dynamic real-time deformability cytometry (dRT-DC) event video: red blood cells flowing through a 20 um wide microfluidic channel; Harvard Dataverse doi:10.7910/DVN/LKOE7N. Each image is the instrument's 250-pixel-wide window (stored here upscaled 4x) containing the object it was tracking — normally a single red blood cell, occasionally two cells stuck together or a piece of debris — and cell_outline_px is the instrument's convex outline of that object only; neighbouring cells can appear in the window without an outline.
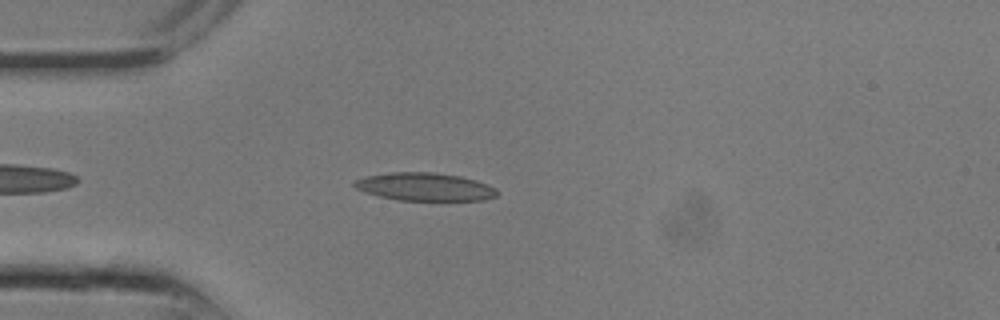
{"species": "common noctule bat (a hibernating species)", "species_latin": "Nyctalus noctula", "temperature_condition": "room temperature", "stored_images_in_passage": 17, "camera_frame_rate_fps": 3000, "um_per_image_px": 0.085, "animal": {"sex": "male", "body_mass_g": 13.3}, "frame": {"image": 1, "passage_image": 7, "time_ms": 2.0, "image_size_px": [1000, 320], "cell_outline_px": [[496, 196], [484, 200], [396, 200], [364, 192], [356, 188], [352, 184], [356, 180], [364, 176], [392, 172], [436, 172], [460, 176], [476, 180], [488, 184], [496, 188]], "centroid_in_image_um": [36.1, 15.87], "position_along_channel_um": 48.9, "area_um2": 23.29}}
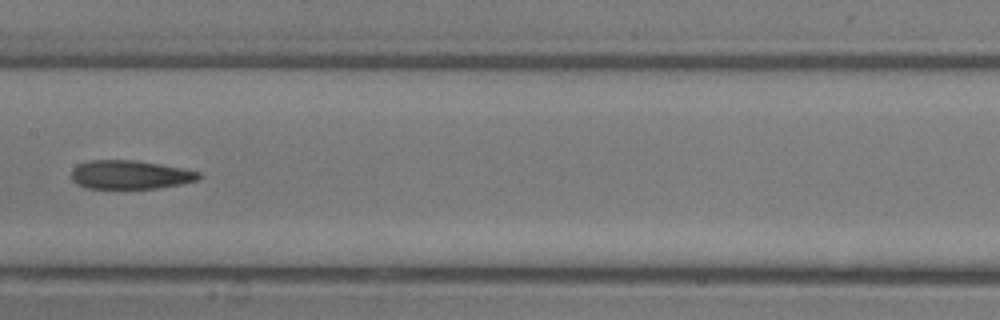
{"frame": {"image": 2, "passage_image": 13, "time_ms": 4.0, "image_size_px": [1000, 320], "cell_outline_px": [[200, 176], [196, 180], [180, 184], [160, 188], [88, 188], [76, 184], [72, 180], [72, 168], [76, 164], [88, 160], [136, 160], [160, 164], [200, 172]], "centroid_in_image_um": [11.0, 14.84], "position_along_channel_um": 196.4, "area_um2": 21.27}}
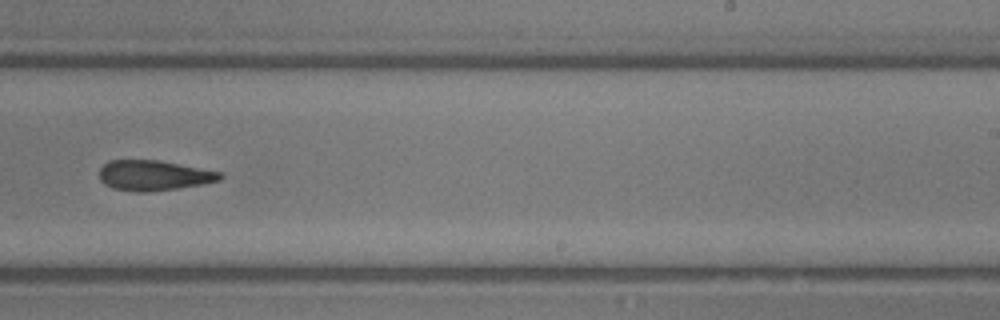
{"frame": {"image": 3, "passage_image": 16, "time_ms": 5.0, "image_size_px": [1000, 320], "cell_outline_px": [[224, 176], [220, 180], [204, 184], [148, 192], [136, 192], [112, 188], [104, 184], [100, 180], [100, 168], [108, 160], [156, 160], [224, 172]], "centroid_in_image_um": [13.08, 14.91], "position_along_channel_um": 275.9, "area_um2": 21.33}}